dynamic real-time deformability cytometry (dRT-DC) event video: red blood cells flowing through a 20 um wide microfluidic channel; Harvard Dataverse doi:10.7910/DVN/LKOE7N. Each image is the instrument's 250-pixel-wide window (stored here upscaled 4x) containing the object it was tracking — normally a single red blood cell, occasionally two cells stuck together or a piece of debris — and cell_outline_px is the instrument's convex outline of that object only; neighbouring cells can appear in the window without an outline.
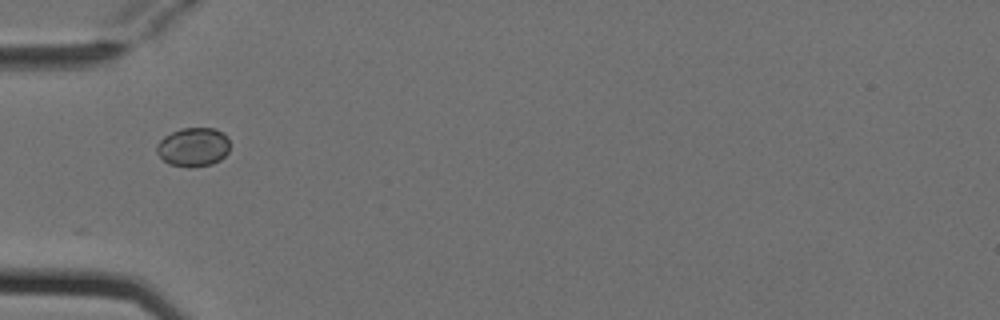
{"species": "Egyptian fruit bat (a non-hibernating species)", "species_latin": "Rousettus aegyptiacus", "temperature_condition": "cold", "stored_images_in_passage": 4, "camera_frame_rate_fps": 3000, "um_per_image_px": 0.085, "animal": {"sex": "female"}, "frame": {"image": 1, "passage_image": 1, "time_ms": 0.0, "image_size_px": [1000, 320], "cell_outline_px": [[228, 152], [220, 160], [212, 164], [192, 168], [188, 168], [168, 164], [156, 152], [156, 144], [164, 136], [180, 128], [216, 128], [228, 136]], "centroid_in_image_um": [16.42, 12.5], "position_along_channel_um": 68.6, "area_um2": 16.82}}
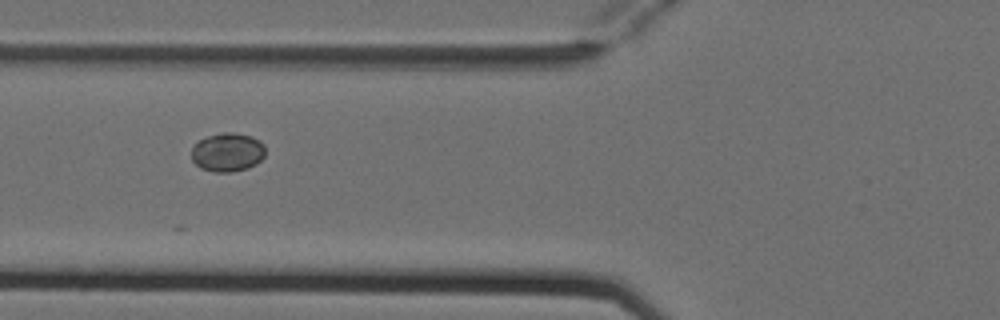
{"frame": {"image": 2, "passage_image": 2, "time_ms": 0.333, "image_size_px": [1000, 320], "cell_outline_px": [[264, 156], [256, 164], [248, 168], [232, 172], [216, 172], [200, 168], [192, 160], [192, 148], [200, 140], [208, 136], [224, 132], [232, 132], [252, 136], [260, 140], [264, 144]], "centroid_in_image_um": [19.36, 12.94], "position_along_channel_um": 106.4, "area_um2": 16.65}}
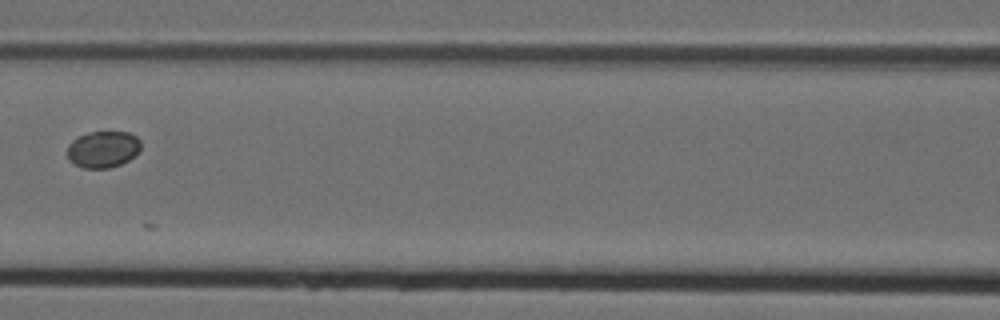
{"frame": {"image": 3, "passage_image": 3, "time_ms": 0.667, "image_size_px": [1000, 320], "cell_outline_px": [[140, 148], [128, 160], [120, 164], [108, 168], [84, 168], [68, 160], [68, 144], [72, 140], [88, 132], [128, 132], [136, 136], [140, 140]], "centroid_in_image_um": [8.73, 12.68], "position_along_channel_um": 157.9, "area_um2": 15.49}}